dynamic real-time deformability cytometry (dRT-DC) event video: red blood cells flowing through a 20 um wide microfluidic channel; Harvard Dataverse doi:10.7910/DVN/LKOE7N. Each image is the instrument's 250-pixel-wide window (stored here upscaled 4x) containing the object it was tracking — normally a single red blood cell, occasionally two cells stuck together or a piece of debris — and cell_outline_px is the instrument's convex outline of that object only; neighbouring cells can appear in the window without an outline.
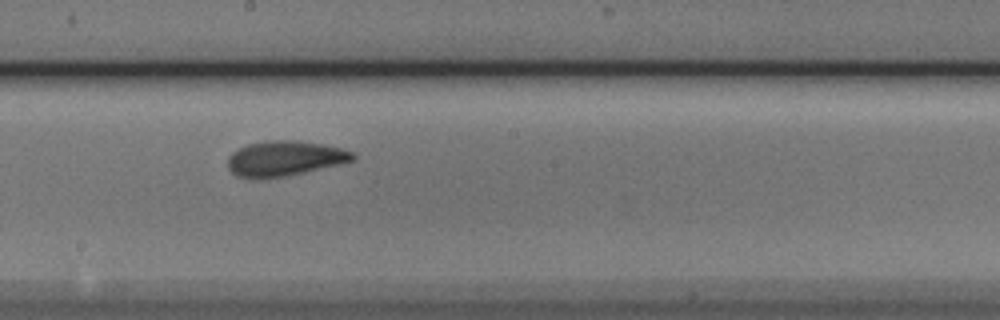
{"species": "Egyptian fruit bat (a non-hibernating species)", "species_latin": "Rousettus aegyptiacus", "temperature_condition": "cold", "stored_images_in_passage": 14, "camera_frame_rate_fps": 3000, "um_per_image_px": 0.085, "animal": {"sex": "male"}, "frame": {"image": 1, "passage_image": 8, "time_ms": 2.333, "image_size_px": [1000, 320], "cell_outline_px": [[356, 160], [340, 164], [288, 176], [264, 180], [248, 180], [236, 176], [228, 168], [228, 156], [232, 152], [248, 144], [268, 140], [296, 140], [324, 144], [356, 152]], "centroid_in_image_um": [24.19, 13.5], "position_along_channel_um": 224.0, "area_um2": 26.3}}
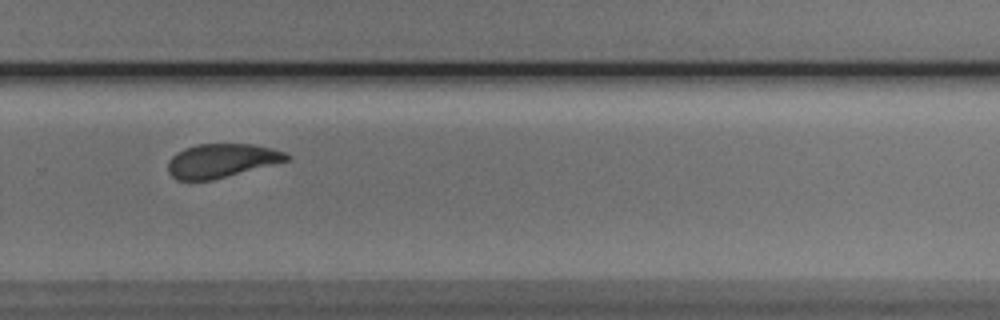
{"frame": {"image": 2, "passage_image": 10, "time_ms": 3.0, "image_size_px": [1000, 320], "cell_outline_px": [[292, 156], [288, 160], [212, 180], [176, 180], [168, 172], [168, 160], [176, 152], [184, 148], [196, 144], [252, 144], [272, 148], [284, 152]], "centroid_in_image_um": [18.79, 13.65], "position_along_channel_um": 311.0, "area_um2": 23.29}}